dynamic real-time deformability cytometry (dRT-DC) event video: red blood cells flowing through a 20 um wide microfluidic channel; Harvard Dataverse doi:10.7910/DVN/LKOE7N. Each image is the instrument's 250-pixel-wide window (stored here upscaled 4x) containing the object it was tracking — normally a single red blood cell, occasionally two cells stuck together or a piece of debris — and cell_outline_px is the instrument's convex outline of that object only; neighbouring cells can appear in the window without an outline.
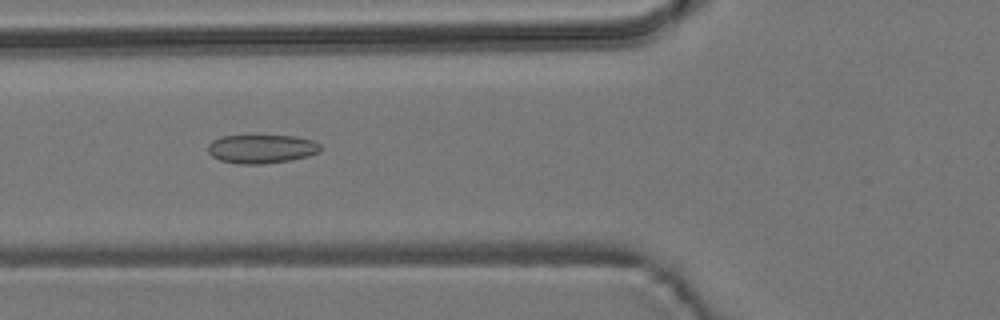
{"species": "common noctule bat (a hibernating species)", "species_latin": "Nyctalus noctula", "temperature_condition": "room temperature", "stored_images_in_passage": 54, "camera_frame_rate_fps": 3000, "um_per_image_px": 0.085, "animal": {"sex": "male", "body_mass_g": 19.2, "forearm_length_mm": 51.8}, "frame": {"image": 1, "passage_image": 20, "time_ms": 6.333, "image_size_px": [1000, 320], "cell_outline_px": [[320, 152], [308, 156], [288, 160], [260, 164], [240, 164], [220, 160], [212, 156], [208, 152], [208, 144], [212, 140], [220, 136], [296, 136], [312, 140], [320, 144]], "centroid_in_image_um": [22.21, 12.65], "position_along_channel_um": 103.6, "area_um2": 18.73}}
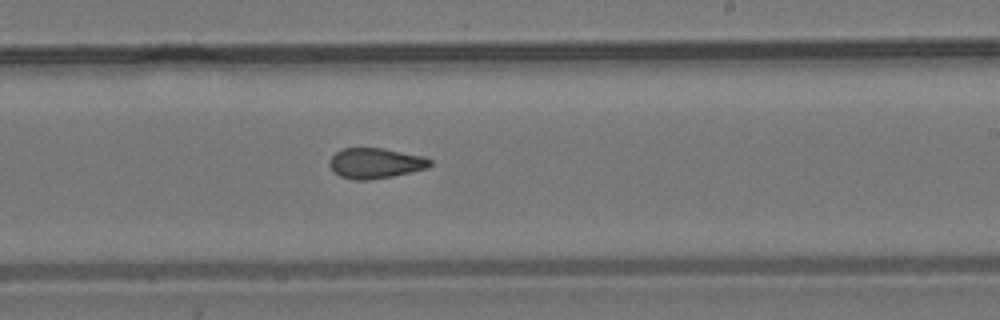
{"frame": {"image": 2, "passage_image": 32, "time_ms": 10.333, "image_size_px": [1000, 320], "cell_outline_px": [[432, 164], [428, 168], [392, 176], [368, 180], [356, 180], [340, 176], [328, 164], [328, 160], [340, 148], [384, 148], [424, 156], [432, 160]], "centroid_in_image_um": [31.92, 13.86], "position_along_channel_um": 257.1, "area_um2": 17.86}}
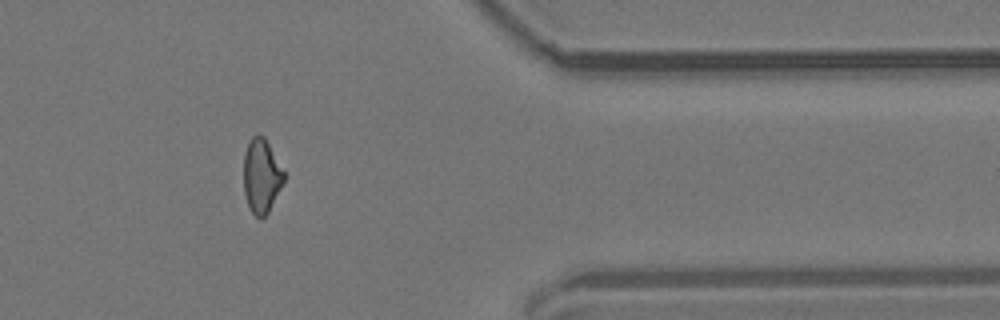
{"frame": {"image": 3, "passage_image": 44, "time_ms": 14.333, "image_size_px": [1000, 320], "cell_outline_px": [[284, 180], [268, 212], [260, 220], [248, 208], [244, 192], [244, 152], [248, 140], [256, 132], [260, 132], [264, 136], [284, 172]], "centroid_in_image_um": [22.19, 14.91], "position_along_channel_um": 389.2, "area_um2": 17.46}, "authors_computed_cell_mechanics": {"area_um2": 18.3226, "velocity_mm_per_s": 3.8308, "shape_relaxation_time_tau1_ms": null, "shape_relaxation_time_tau2_ms": 3.2222, "deformation_change_tau1": null, "deformation_change_tau2": 0.0979}}